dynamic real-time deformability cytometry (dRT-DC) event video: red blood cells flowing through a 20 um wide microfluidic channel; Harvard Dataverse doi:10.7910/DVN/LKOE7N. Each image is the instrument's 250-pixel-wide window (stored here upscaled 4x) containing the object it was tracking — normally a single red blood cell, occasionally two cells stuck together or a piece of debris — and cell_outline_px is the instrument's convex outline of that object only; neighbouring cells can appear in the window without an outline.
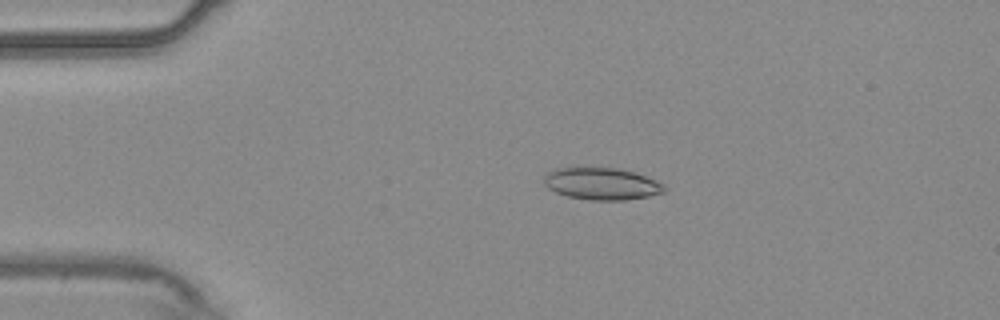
{"species": "common noctule bat (a hibernating species)", "species_latin": "Nyctalus noctula", "temperature_condition": "warm", "stored_images_in_passage": 54, "camera_frame_rate_fps": 3000, "um_per_image_px": 0.085, "animal": {"sex": "male", "body_mass_g": 20.4}, "frame": {"image": 1, "passage_image": 11, "time_ms": 3.333, "image_size_px": [1000, 320], "cell_outline_px": [[668, 188], [664, 192], [648, 196], [624, 200], [592, 200], [568, 196], [556, 192], [548, 188], [544, 184], [544, 176], [548, 172], [556, 168], [572, 164], [620, 168], [636, 172], [656, 180], [664, 184]], "centroid_in_image_um": [51.11, 15.56], "position_along_channel_um": 33.9, "area_um2": 23.41}}
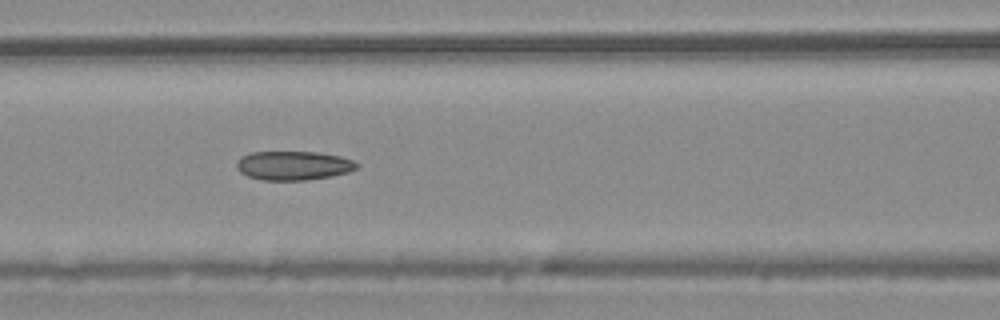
{"frame": {"image": 2, "passage_image": 23, "time_ms": 7.333, "image_size_px": [1000, 320], "cell_outline_px": [[360, 164], [356, 168], [348, 172], [332, 176], [304, 180], [264, 180], [248, 176], [240, 172], [236, 168], [236, 164], [240, 156], [252, 152], [316, 152], [340, 156], [352, 160]], "centroid_in_image_um": [24.93, 14.07], "position_along_channel_um": 141.7, "area_um2": 20.29}}
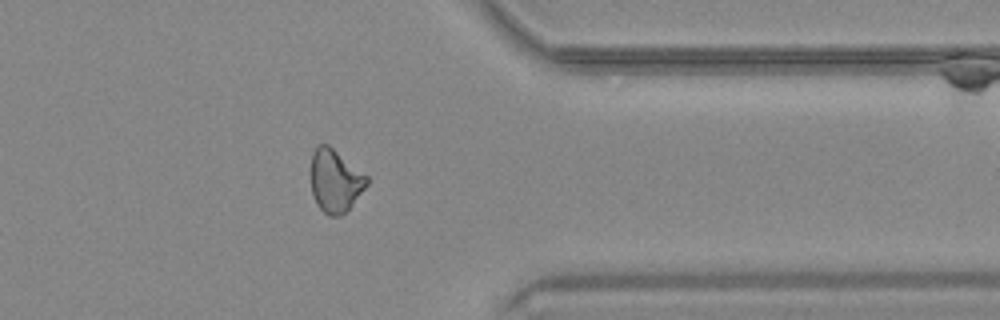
{"frame": {"image": 3, "passage_image": 43, "time_ms": 14.0, "image_size_px": [1000, 320], "cell_outline_px": [[368, 184], [352, 204], [340, 216], [328, 216], [316, 204], [312, 196], [312, 152], [316, 144], [328, 144], [368, 176]], "centroid_in_image_um": [28.48, 15.36], "position_along_channel_um": 382.9, "area_um2": 20.35}, "authors_computed_cell_mechanics": {"area_um2": 21.2126, "velocity_mm_per_s": 3.7648, "shape_relaxation_time_tau1_ms": null, "shape_relaxation_time_tau2_ms": 3.4276, "deformation_change_tau1": null, "deformation_change_tau2": 0.1105}}